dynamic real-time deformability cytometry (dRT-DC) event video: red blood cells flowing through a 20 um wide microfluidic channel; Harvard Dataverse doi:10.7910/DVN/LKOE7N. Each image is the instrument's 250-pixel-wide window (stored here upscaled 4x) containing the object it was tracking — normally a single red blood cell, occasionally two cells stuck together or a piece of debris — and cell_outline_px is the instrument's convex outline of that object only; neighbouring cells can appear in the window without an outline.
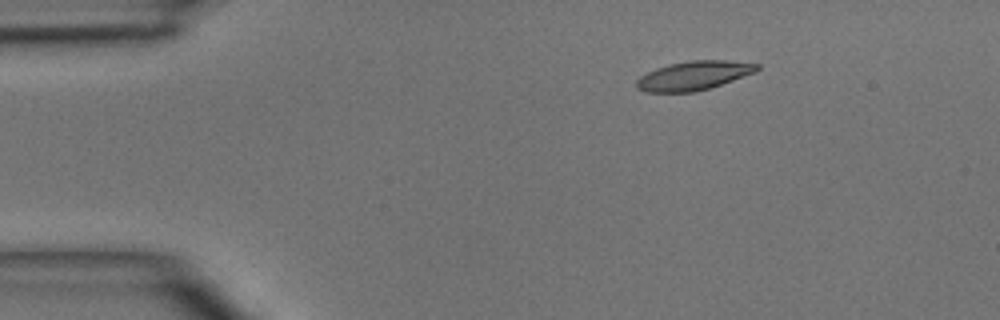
{"species": "common noctule bat (a hibernating species)", "species_latin": "Nyctalus noctula", "temperature_condition": "room temperature", "stored_images_in_passage": 6, "camera_frame_rate_fps": 3000, "um_per_image_px": 0.085, "animal": {"sex": "male", "body_mass_g": 15.6}, "frame": {"image": 1, "passage_image": 3, "time_ms": 2.333, "image_size_px": [1000, 320], "cell_outline_px": [[760, 68], [756, 72], [696, 92], [648, 92], [636, 88], [636, 80], [640, 76], [656, 68], [668, 64], [692, 60], [724, 60], [760, 64]], "centroid_in_image_um": [58.95, 6.42], "position_along_channel_um": 26.0, "area_um2": 20.23}}
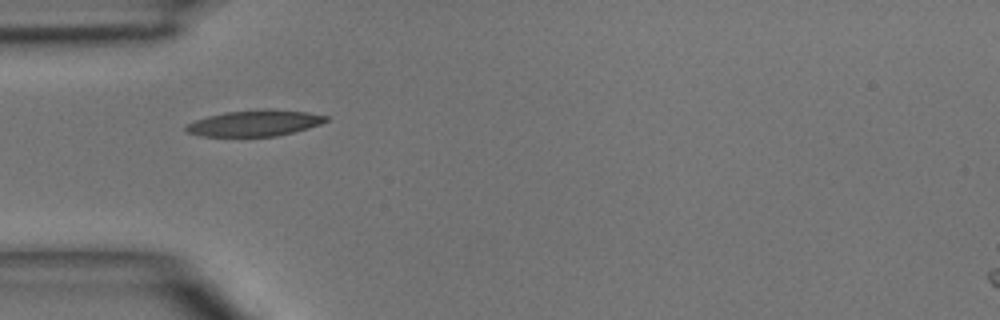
{"frame": {"image": 2, "passage_image": 5, "time_ms": 4.667, "image_size_px": [1000, 320], "cell_outline_px": [[328, 120], [320, 124], [308, 128], [276, 136], [200, 136], [184, 132], [184, 128], [188, 124], [196, 120], [208, 116], [224, 112], [260, 108], [308, 112], [328, 116]], "centroid_in_image_um": [21.62, 10.46], "position_along_channel_um": 63.4, "area_um2": 21.33}}
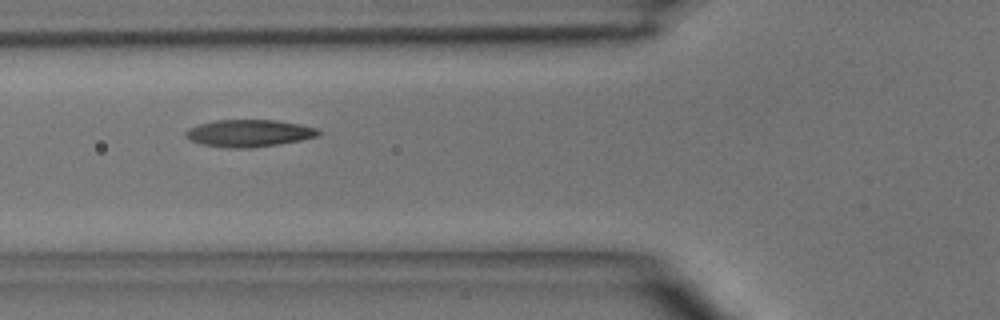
{"frame": {"image": 3, "passage_image": 6, "time_ms": 5.667, "image_size_px": [1000, 320], "cell_outline_px": [[320, 136], [300, 140], [276, 144], [248, 148], [228, 148], [200, 144], [184, 136], [184, 132], [200, 124], [216, 120], [276, 120], [300, 124], [316, 128], [320, 132]], "centroid_in_image_um": [21.17, 11.32], "position_along_channel_um": 104.6, "area_um2": 20.81}}